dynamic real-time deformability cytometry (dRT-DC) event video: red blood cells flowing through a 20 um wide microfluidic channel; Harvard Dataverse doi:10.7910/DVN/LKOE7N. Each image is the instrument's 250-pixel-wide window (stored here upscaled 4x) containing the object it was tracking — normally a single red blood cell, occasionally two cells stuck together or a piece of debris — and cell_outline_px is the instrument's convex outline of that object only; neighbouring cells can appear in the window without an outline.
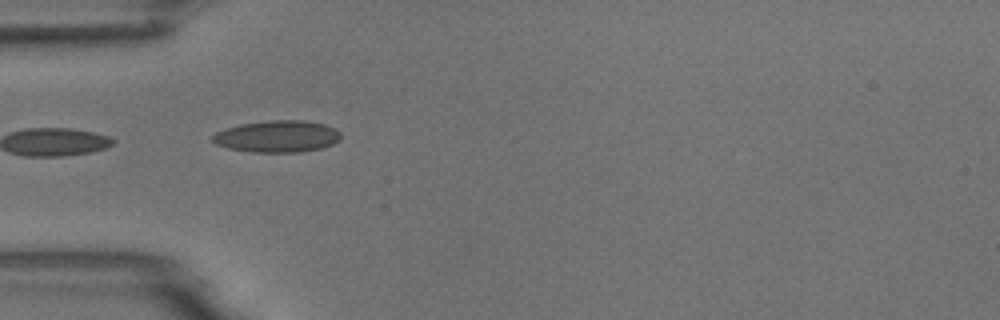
{"species": "common noctule bat (a hibernating species)", "species_latin": "Nyctalus noctula", "temperature_condition": "room temperature", "stored_images_in_passage": 20, "camera_frame_rate_fps": 3000, "um_per_image_px": 0.085, "animal": {"sex": "male", "body_mass_g": 18.8}, "frame": {"image": 1, "passage_image": 1, "time_ms": 0.0, "image_size_px": [1000, 320], "cell_outline_px": [[340, 140], [332, 144], [320, 148], [300, 152], [252, 152], [228, 148], [216, 144], [212, 140], [212, 136], [216, 132], [240, 124], [272, 120], [304, 120], [324, 124], [340, 132]], "centroid_in_image_um": [23.57, 11.59], "position_along_channel_um": 61.4, "area_um2": 23.58}}